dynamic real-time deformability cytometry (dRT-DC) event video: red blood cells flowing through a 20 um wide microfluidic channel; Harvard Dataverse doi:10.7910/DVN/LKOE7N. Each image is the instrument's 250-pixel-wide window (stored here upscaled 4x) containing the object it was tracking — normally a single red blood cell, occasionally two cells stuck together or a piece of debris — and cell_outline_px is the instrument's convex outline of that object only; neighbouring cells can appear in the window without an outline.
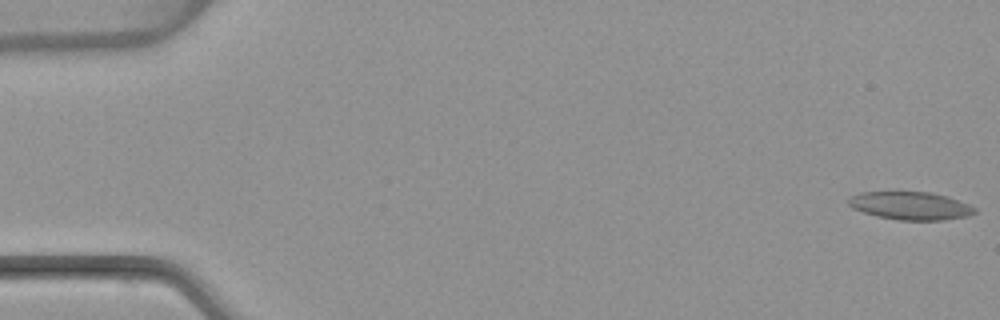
{"species": "common noctule bat (a hibernating species)", "species_latin": "Nyctalus noctula", "temperature_condition": "warm", "stored_images_in_passage": 54, "camera_frame_rate_fps": 3000, "um_per_image_px": 0.085, "animal": {"sex": "female", "body_mass_g": 22.7, "forearm_length_mm": 54.2}, "frame": {"image": 1, "passage_image": 1, "time_ms": 0.0, "image_size_px": [1000, 320], "cell_outline_px": [[976, 212], [968, 216], [944, 220], [900, 220], [876, 216], [852, 208], [848, 204], [848, 200], [852, 196], [860, 192], [928, 192], [948, 196], [968, 204], [976, 208]], "centroid_in_image_um": [77.4, 17.49], "position_along_channel_um": 7.6, "area_um2": 20.52}}
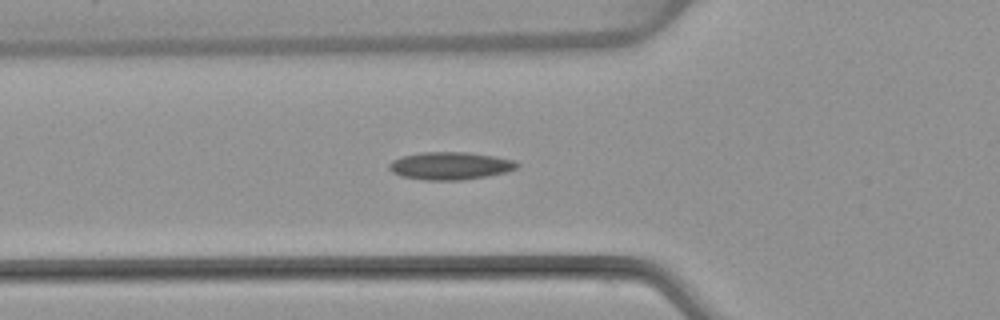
{"frame": {"image": 2, "passage_image": 19, "time_ms": 6.0, "image_size_px": [1000, 320], "cell_outline_px": [[520, 164], [516, 168], [508, 172], [488, 176], [460, 180], [424, 180], [400, 176], [392, 172], [388, 168], [388, 164], [392, 160], [404, 156], [420, 152], [468, 152], [492, 156], [512, 160]], "centroid_in_image_um": [38.24, 14.1], "position_along_channel_um": 87.6, "area_um2": 20.63}}
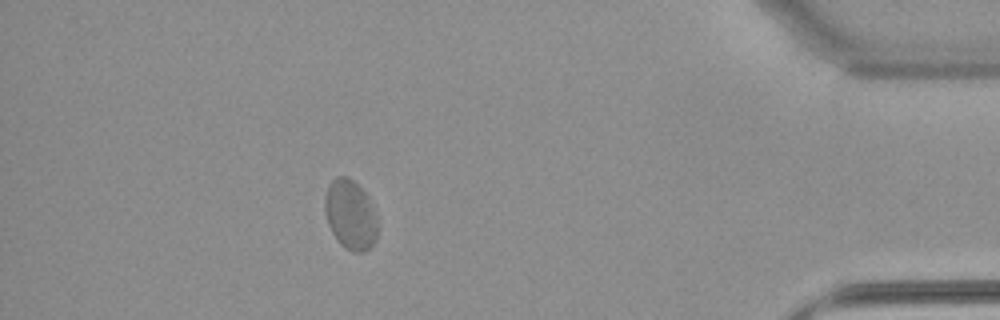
{"frame": {"image": 3, "passage_image": 48, "time_ms": 15.667, "image_size_px": [1000, 320], "cell_outline_px": [[376, 240], [364, 252], [352, 252], [344, 248], [340, 244], [332, 232], [328, 224], [324, 212], [324, 196], [328, 184], [336, 176], [344, 176], [352, 180], [368, 196], [376, 212]], "centroid_in_image_um": [29.76, 18.25], "position_along_channel_um": 405.4, "area_um2": 21.5}, "authors_computed_cell_mechanics": {"area_um2": 20.3456, "velocity_mm_per_s": 3.7976, "shape_relaxation_time_tau1_ms": 7.2061, "shape_relaxation_time_tau2_ms": 2.0541, "deformation_change_tau1": 0.1046, "deformation_change_tau2": 0.0768}}